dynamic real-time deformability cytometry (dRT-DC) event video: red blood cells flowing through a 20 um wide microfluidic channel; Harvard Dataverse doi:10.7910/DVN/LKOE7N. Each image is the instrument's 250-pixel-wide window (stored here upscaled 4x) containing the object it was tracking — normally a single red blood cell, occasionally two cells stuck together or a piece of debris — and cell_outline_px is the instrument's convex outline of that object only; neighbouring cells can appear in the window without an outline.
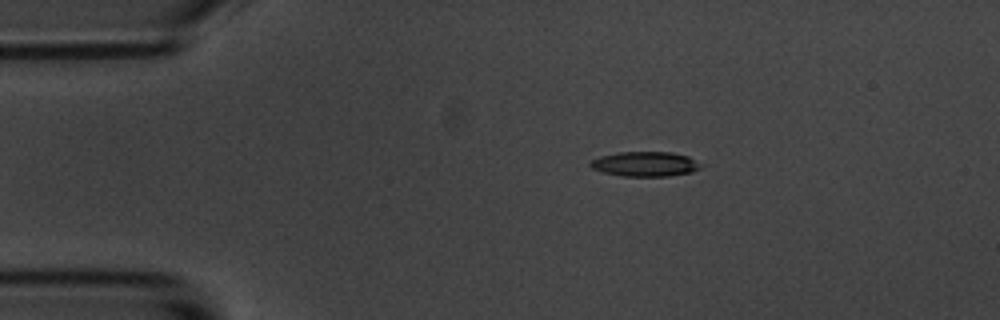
{"species": "common noctule bat (a hibernating species)", "species_latin": "Nyctalus noctula", "temperature_condition": "room temperature", "stored_images_in_passage": 4, "camera_frame_rate_fps": 3000, "um_per_image_px": 0.085, "animal": {"sex": "male", "body_mass_g": 20.1, "forearm_length_mm": 53.5}, "frame": {"image": 1, "passage_image": 1, "time_ms": 0.0, "image_size_px": [1000, 320], "cell_outline_px": [[704, 164], [700, 168], [692, 172], [668, 176], [624, 176], [604, 172], [592, 168], [588, 164], [592, 160], [600, 156], [620, 152], [672, 152], [688, 156]], "centroid_in_image_um": [54.88, 13.94], "position_along_channel_um": 30.1, "area_um2": 15.95}}
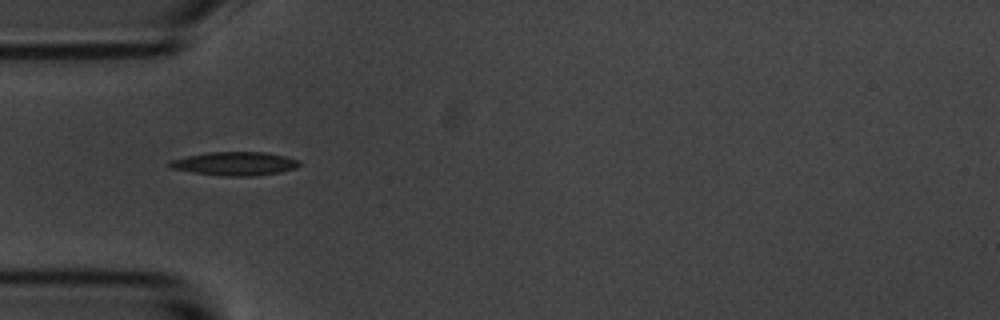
{"frame": {"image": 2, "passage_image": 3, "time_ms": 2.333, "image_size_px": [1000, 320], "cell_outline_px": [[300, 164], [296, 168], [284, 172], [252, 176], [224, 176], [192, 172], [168, 168], [164, 164], [168, 160], [208, 152], [264, 152], [284, 156], [300, 160]], "centroid_in_image_um": [19.92, 13.91], "position_along_channel_um": 65.1, "area_um2": 18.09}}